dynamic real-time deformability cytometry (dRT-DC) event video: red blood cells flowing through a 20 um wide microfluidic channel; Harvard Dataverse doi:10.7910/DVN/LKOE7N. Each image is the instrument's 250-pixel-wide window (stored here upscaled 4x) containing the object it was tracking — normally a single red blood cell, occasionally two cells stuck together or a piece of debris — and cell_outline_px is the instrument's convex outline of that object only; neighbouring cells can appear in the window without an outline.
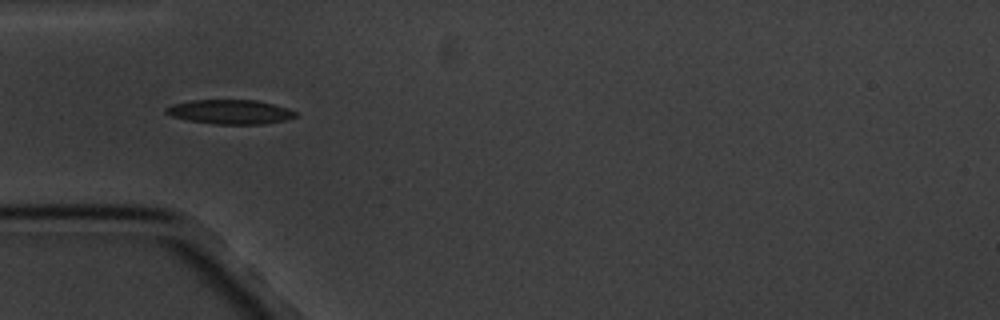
{"species": "common noctule bat (a hibernating species)", "species_latin": "Nyctalus noctula", "temperature_condition": "cold", "stored_images_in_passage": 10, "camera_frame_rate_fps": 3000, "um_per_image_px": 0.085, "animal": {"sex": "male", "body_mass_g": 20.1, "forearm_length_mm": 53.5}, "frame": {"image": 1, "passage_image": 4, "time_ms": 3.333, "image_size_px": [1000, 320], "cell_outline_px": [[296, 116], [284, 120], [264, 124], [212, 124], [188, 120], [172, 116], [164, 112], [164, 108], [172, 104], [192, 100], [256, 100], [272, 104], [296, 112]], "centroid_in_image_um": [19.49, 9.51], "position_along_channel_um": 65.5, "area_um2": 18.21}}
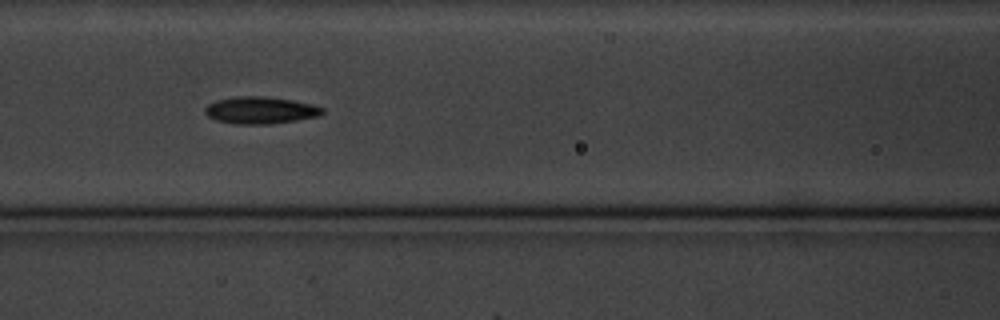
{"frame": {"image": 2, "passage_image": 6, "time_ms": 5.667, "image_size_px": [1000, 320], "cell_outline_px": [[324, 112], [320, 116], [272, 124], [232, 124], [216, 120], [208, 116], [204, 112], [204, 108], [208, 104], [216, 100], [236, 96], [264, 96], [292, 100], [312, 104], [324, 108]], "centroid_in_image_um": [22.13, 9.37], "position_along_channel_um": 144.5, "area_um2": 18.67}}
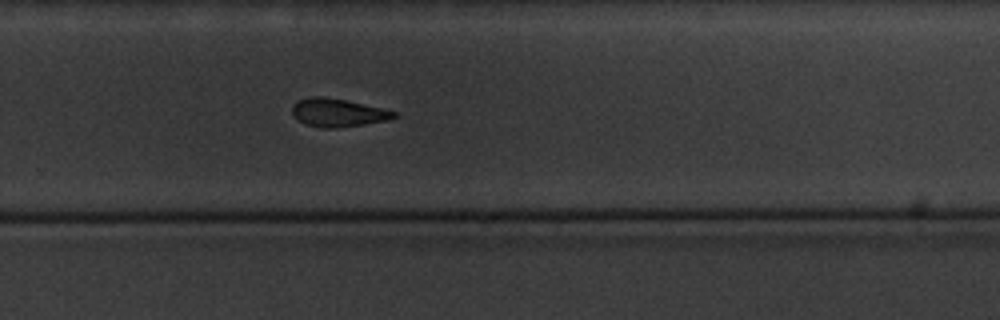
{"frame": {"image": 3, "passage_image": 10, "time_ms": 10.333, "image_size_px": [1000, 320], "cell_outline_px": [[396, 116], [388, 120], [364, 124], [336, 128], [320, 128], [304, 124], [292, 116], [292, 104], [308, 96], [324, 96], [344, 100], [380, 108], [396, 112]], "centroid_in_image_um": [28.64, 9.58], "position_along_channel_um": 301.2, "area_um2": 16.65}}